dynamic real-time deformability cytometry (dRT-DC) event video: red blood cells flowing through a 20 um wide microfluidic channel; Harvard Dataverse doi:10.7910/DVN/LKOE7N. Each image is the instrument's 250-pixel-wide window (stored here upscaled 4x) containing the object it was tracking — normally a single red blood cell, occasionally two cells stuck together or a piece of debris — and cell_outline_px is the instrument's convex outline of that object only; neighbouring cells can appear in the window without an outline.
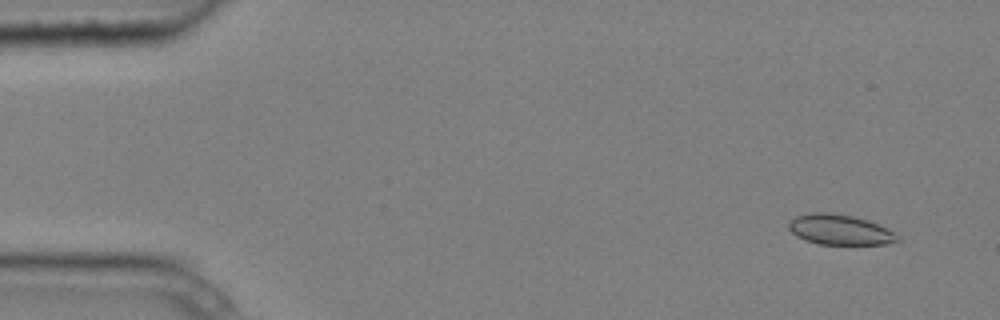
{"species": "common noctule bat (a hibernating species)", "species_latin": "Nyctalus noctula", "temperature_condition": "cold", "stored_images_in_passage": 5, "camera_frame_rate_fps": 3000, "um_per_image_px": 0.085, "animal": {"sex": "male", "body_mass_g": 20.4}, "frame": {"image": 1, "passage_image": 1, "time_ms": 0.0, "image_size_px": [1000, 320], "cell_outline_px": [[900, 240], [888, 244], [820, 244], [804, 240], [796, 236], [788, 228], [788, 220], [796, 216], [808, 212], [828, 212], [852, 216], [868, 220], [896, 232], [900, 236]], "centroid_in_image_um": [71.38, 19.52], "position_along_channel_um": 13.6, "area_um2": 19.42}}